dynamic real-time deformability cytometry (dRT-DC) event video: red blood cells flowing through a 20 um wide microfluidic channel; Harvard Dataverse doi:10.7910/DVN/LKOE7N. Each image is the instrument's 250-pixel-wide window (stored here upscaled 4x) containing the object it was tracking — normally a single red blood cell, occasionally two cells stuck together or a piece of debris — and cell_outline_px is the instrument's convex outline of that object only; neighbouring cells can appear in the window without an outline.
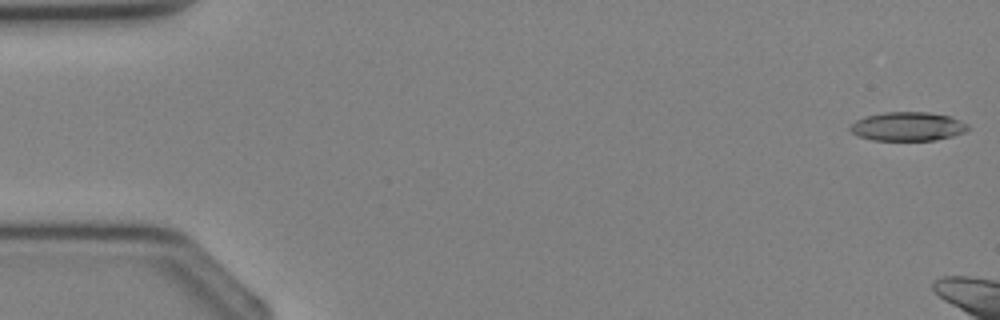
{"species": "Egyptian fruit bat (a non-hibernating species)", "species_latin": "Rousettus aegyptiacus", "temperature_condition": "cold", "stored_images_in_passage": 5, "camera_frame_rate_fps": 3000, "um_per_image_px": 0.085, "animal": {"sex": "female"}, "frame": {"image": 1, "passage_image": 1, "time_ms": 0.0, "image_size_px": [1000, 320], "cell_outline_px": [[968, 128], [964, 132], [952, 136], [936, 140], [872, 140], [856, 136], [848, 128], [856, 120], [864, 116], [884, 112], [928, 112], [948, 116], [960, 120], [968, 124]], "centroid_in_image_um": [77.12, 10.75], "position_along_channel_um": 7.9, "area_um2": 19.83}}